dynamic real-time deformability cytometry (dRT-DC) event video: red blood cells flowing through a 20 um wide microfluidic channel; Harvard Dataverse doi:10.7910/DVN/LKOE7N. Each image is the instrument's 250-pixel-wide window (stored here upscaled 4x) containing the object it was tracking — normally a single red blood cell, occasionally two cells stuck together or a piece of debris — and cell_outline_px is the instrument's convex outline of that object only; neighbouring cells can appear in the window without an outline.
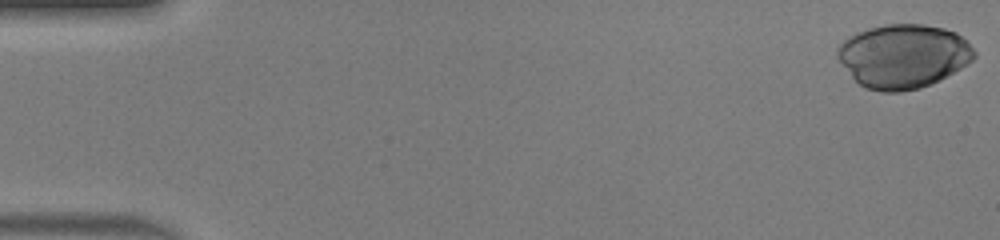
{"species": "human", "species_latin": "Homo sapiens", "temperature_condition": "warm", "stored_images_in_passage": 42, "camera_frame_rate_fps": 3000, "um_per_image_px": 0.085, "donor": {"sex": "male"}, "frame": {"image": 1, "passage_image": 1, "time_ms": 0.0, "image_size_px": [1000, 240], "cell_outline_px": [[976, 56], [972, 60], [960, 68], [940, 80], [920, 88], [900, 92], [880, 92], [864, 88], [852, 76], [836, 56], [836, 48], [844, 40], [856, 32], [868, 28], [884, 24], [924, 24], [944, 28], [956, 32], [976, 52]], "centroid_in_image_um": [76.76, 4.77], "position_along_channel_um": 8.2, "area_um2": 50.86}}
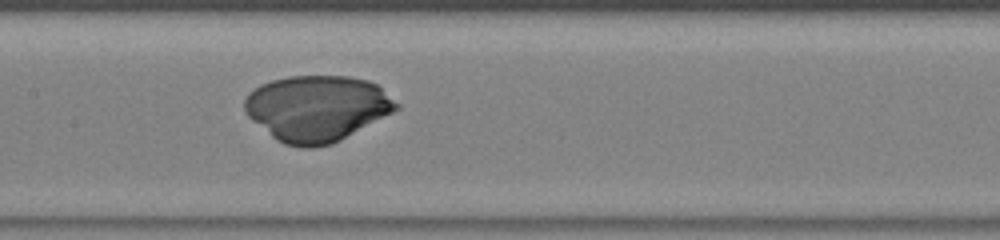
{"frame": {"image": 2, "passage_image": 25, "time_ms": 8.0, "image_size_px": [1000, 240], "cell_outline_px": [[400, 108], [340, 140], [332, 144], [312, 148], [300, 148], [284, 144], [276, 140], [252, 120], [244, 112], [244, 100], [248, 92], [260, 84], [272, 80], [288, 76], [348, 76], [368, 80], [376, 84], [400, 104]], "centroid_in_image_um": [26.91, 9.21], "position_along_channel_um": 180.5, "area_um2": 58.44}}
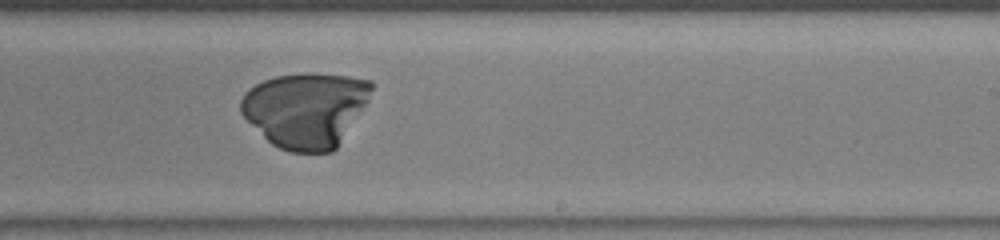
{"frame": {"image": 3, "passage_image": 31, "time_ms": 10.0, "image_size_px": [1000, 240], "cell_outline_px": [[372, 88], [368, 100], [336, 148], [332, 152], [292, 152], [280, 148], [272, 144], [240, 112], [240, 100], [244, 92], [256, 84], [264, 80], [276, 76], [300, 72], [312, 72], [348, 76], [372, 80]], "centroid_in_image_um": [25.98, 9.29], "position_along_channel_um": 263.0, "area_um2": 56.93}}